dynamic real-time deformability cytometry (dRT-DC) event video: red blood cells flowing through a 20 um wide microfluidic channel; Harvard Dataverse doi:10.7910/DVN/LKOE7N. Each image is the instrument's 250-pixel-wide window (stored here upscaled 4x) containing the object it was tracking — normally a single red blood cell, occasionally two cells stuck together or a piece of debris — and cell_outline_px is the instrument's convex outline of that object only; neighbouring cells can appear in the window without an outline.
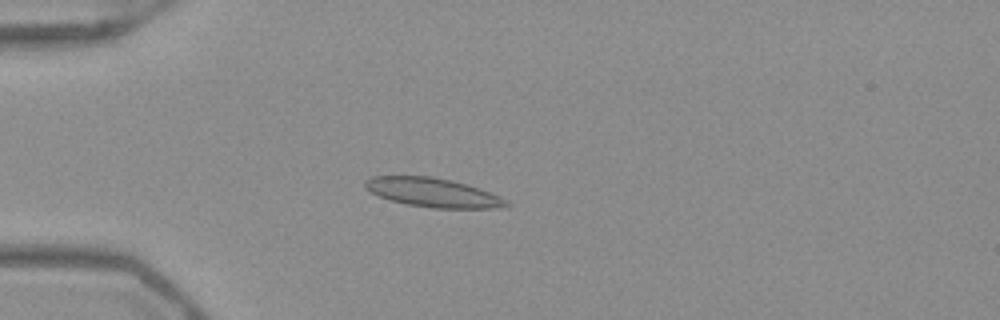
{"species": "Egyptian fruit bat (a non-hibernating species)", "species_latin": "Rousettus aegyptiacus", "temperature_condition": "warm", "stored_images_in_passage": 50, "camera_frame_rate_fps": 3000, "um_per_image_px": 0.085, "frame": {"image": 1, "passage_image": 13, "time_ms": 4.0, "image_size_px": [1000, 320], "cell_outline_px": [[512, 204], [496, 208], [432, 208], [408, 204], [392, 200], [380, 196], [364, 188], [364, 180], [372, 176], [432, 176], [452, 180], [468, 184], [500, 196], [508, 200]], "centroid_in_image_um": [36.81, 16.35], "position_along_channel_um": 48.2, "area_um2": 23.87}}
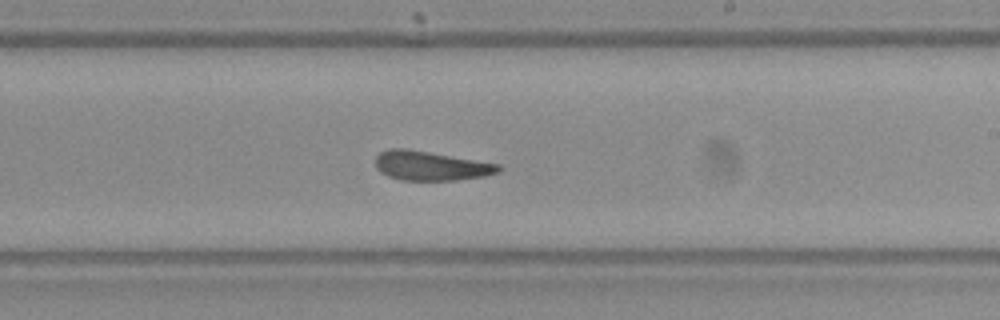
{"frame": {"image": 2, "passage_image": 30, "time_ms": 9.667, "image_size_px": [1000, 320], "cell_outline_px": [[500, 172], [484, 176], [456, 180], [400, 180], [388, 176], [380, 172], [376, 168], [376, 156], [380, 152], [388, 148], [408, 148], [500, 164]], "centroid_in_image_um": [36.59, 14.08], "position_along_channel_um": 252.4, "area_um2": 21.15}}
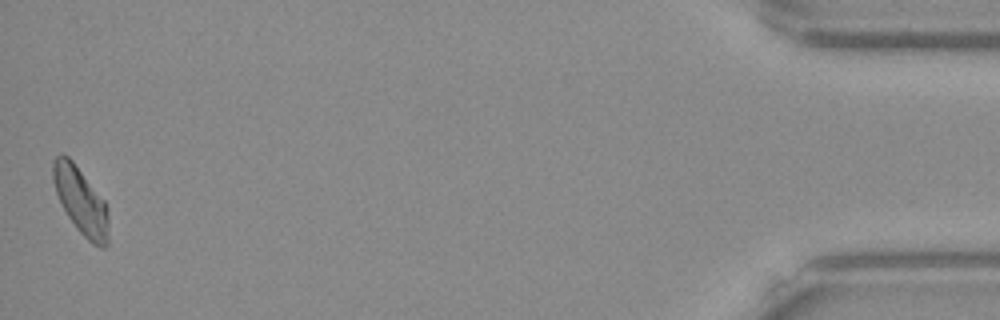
{"frame": {"image": 3, "passage_image": 50, "time_ms": 16.333, "image_size_px": [1000, 320], "cell_outline_px": [[108, 244], [104, 248], [100, 248], [92, 244], [76, 228], [68, 216], [56, 192], [52, 180], [52, 164], [56, 156], [60, 152], [68, 156], [72, 160], [104, 200], [108, 212]], "centroid_in_image_um": [6.87, 17.07], "position_along_channel_um": 428.3, "area_um2": 21.56}, "authors_computed_cell_mechanics": {"area_um2": 21.9062, "velocity_mm_per_s": 3.9433, "shape_relaxation_time_tau1_ms": 4.5656, "shape_relaxation_time_tau2_ms": 2.0365, "deformation_change_tau1": 0.1472, "deformation_change_tau2": 0.1145}}